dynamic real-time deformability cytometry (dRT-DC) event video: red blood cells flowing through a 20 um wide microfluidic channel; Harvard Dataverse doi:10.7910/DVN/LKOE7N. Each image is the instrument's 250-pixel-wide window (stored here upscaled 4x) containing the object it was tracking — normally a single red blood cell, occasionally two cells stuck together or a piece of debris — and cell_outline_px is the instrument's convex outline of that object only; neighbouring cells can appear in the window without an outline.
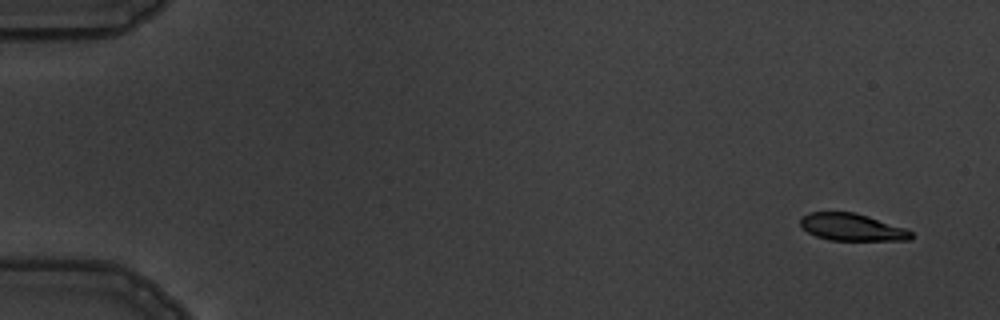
{"species": "common noctule bat (a hibernating species)", "species_latin": "Nyctalus noctula", "temperature_condition": "warm", "stored_images_in_passage": 5, "camera_frame_rate_fps": 3000, "um_per_image_px": 0.085, "animal": {"sex": "male", "body_mass_g": 19.5, "forearm_length_mm": 54.6}, "frame": {"image": 1, "passage_image": 1, "time_ms": 0.0, "image_size_px": [1000, 320], "cell_outline_px": [[912, 240], [828, 240], [816, 236], [808, 232], [800, 224], [800, 216], [808, 212], [852, 212], [868, 216], [904, 228], [912, 232]], "centroid_in_image_um": [72.38, 19.31], "position_along_channel_um": 12.6, "area_um2": 17.46}}
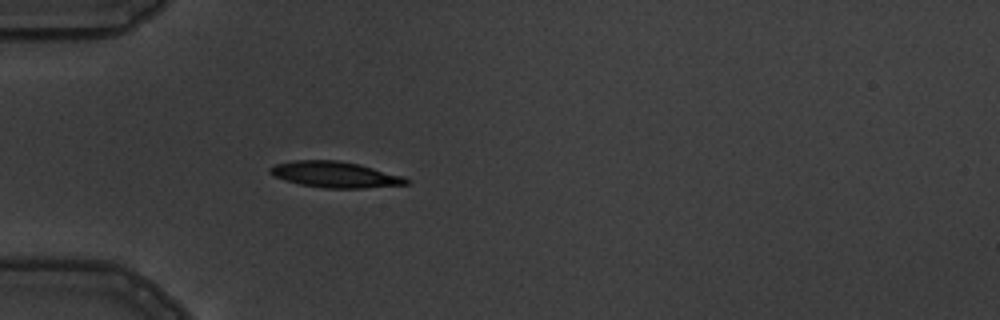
{"frame": {"image": 2, "passage_image": 5, "time_ms": 4.667, "image_size_px": [1000, 320], "cell_outline_px": [[412, 180], [408, 184], [364, 188], [324, 188], [300, 184], [276, 176], [268, 172], [268, 168], [276, 164], [292, 160], [336, 160], [360, 164], [404, 176]], "centroid_in_image_um": [28.53, 14.83], "position_along_channel_um": 56.5, "area_um2": 20.63}}